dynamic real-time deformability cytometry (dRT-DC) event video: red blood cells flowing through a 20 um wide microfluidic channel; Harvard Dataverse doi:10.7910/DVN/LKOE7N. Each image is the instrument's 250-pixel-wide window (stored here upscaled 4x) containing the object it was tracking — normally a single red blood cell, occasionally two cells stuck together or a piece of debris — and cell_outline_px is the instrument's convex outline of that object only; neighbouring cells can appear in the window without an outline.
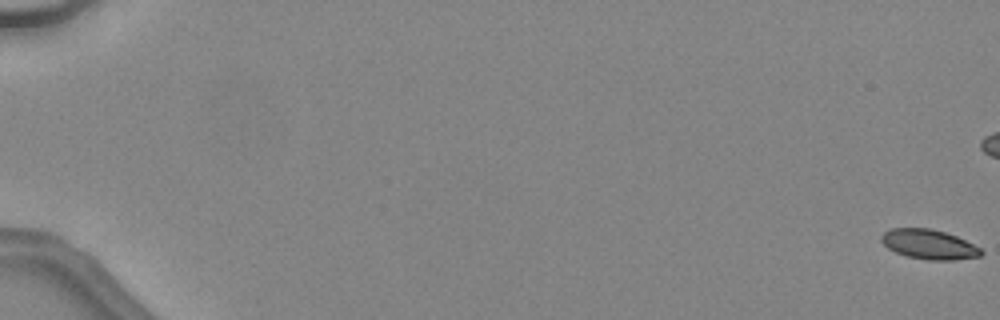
{"species": "common noctule bat (a hibernating species)", "species_latin": "Nyctalus noctula", "temperature_condition": "warm", "stored_images_in_passage": 18, "camera_frame_rate_fps": 3000, "um_per_image_px": 0.085, "animal": {"sex": "female", "body_mass_g": 24.6, "forearm_length_mm": 56.2}, "frame": {"image": 1, "passage_image": 1, "time_ms": 0.0, "image_size_px": [1000, 320], "cell_outline_px": [[984, 252], [980, 256], [956, 260], [928, 260], [908, 256], [896, 252], [888, 248], [880, 240], [880, 236], [888, 228], [928, 228], [944, 232], [956, 236], [980, 248]], "centroid_in_image_um": [78.94, 20.77], "position_along_channel_um": 6.1, "area_um2": 17.17}}